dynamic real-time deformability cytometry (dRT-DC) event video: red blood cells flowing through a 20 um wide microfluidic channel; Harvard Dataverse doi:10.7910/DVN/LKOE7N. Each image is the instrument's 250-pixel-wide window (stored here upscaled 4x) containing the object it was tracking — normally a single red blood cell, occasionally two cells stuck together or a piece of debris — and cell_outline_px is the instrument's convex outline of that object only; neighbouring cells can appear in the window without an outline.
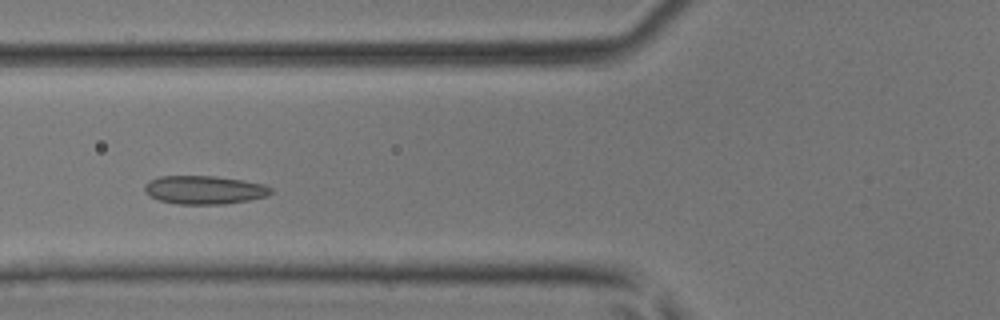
{"species": "common noctule bat (a hibernating species)", "species_latin": "Nyctalus noctula", "temperature_condition": "room temperature", "stored_images_in_passage": 23, "camera_frame_rate_fps": 3000, "um_per_image_px": 0.085, "animal": {"sex": "male", "body_mass_g": 17.9, "forearm_length_mm": 54.2}, "frame": {"image": 1, "passage_image": 12, "time_ms": 3.667, "image_size_px": [1000, 320], "cell_outline_px": [[272, 192], [268, 196], [248, 200], [224, 204], [176, 204], [160, 200], [148, 196], [144, 192], [144, 184], [148, 180], [160, 176], [216, 176], [244, 180], [264, 184], [272, 188]], "centroid_in_image_um": [17.35, 16.13], "position_along_channel_um": 108.5, "area_um2": 21.15}}
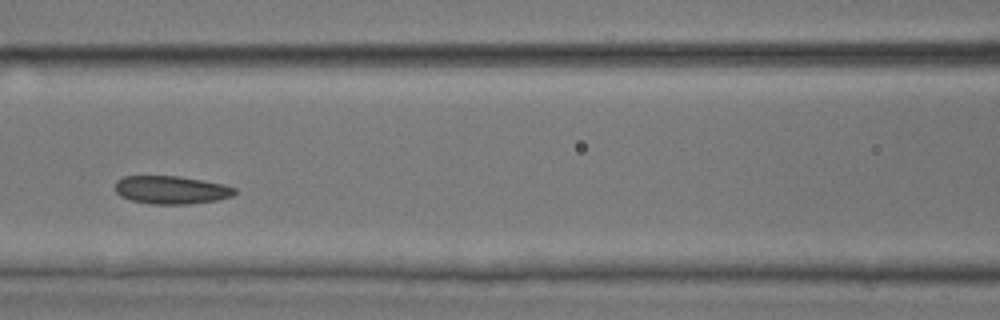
{"frame": {"image": 2, "passage_image": 15, "time_ms": 4.667, "image_size_px": [1000, 320], "cell_outline_px": [[236, 192], [232, 196], [216, 200], [188, 204], [148, 204], [132, 200], [120, 196], [116, 192], [116, 180], [124, 176], [180, 176], [224, 184], [236, 188]], "centroid_in_image_um": [14.55, 16.14], "position_along_channel_um": 152.0, "area_um2": 19.59}}